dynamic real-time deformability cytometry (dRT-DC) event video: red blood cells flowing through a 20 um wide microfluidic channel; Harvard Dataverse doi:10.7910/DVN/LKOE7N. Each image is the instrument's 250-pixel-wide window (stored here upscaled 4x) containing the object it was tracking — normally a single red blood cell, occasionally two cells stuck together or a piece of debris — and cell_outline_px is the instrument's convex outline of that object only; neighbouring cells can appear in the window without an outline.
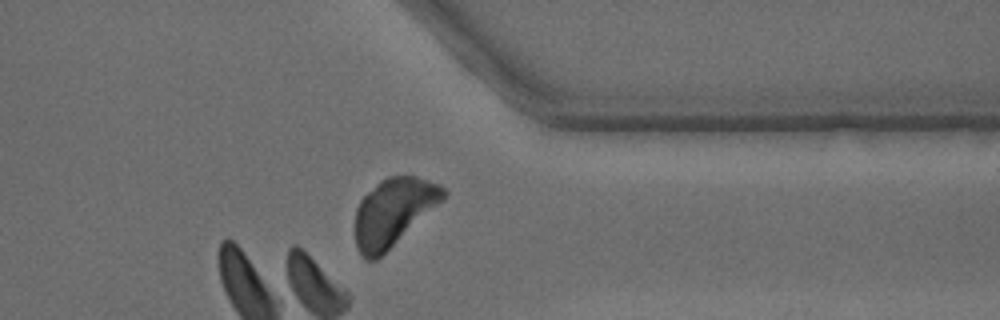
{"species": "common noctule bat (a hibernating species)", "species_latin": "Nyctalus noctula", "temperature_condition": "warm", "stored_images_in_passage": 37, "camera_frame_rate_fps": 3000, "um_per_image_px": 0.085, "animal": {"sex": "male", "body_mass_g": 15.6}, "frame": {"image": 1, "passage_image": 27, "time_ms": 8.667, "image_size_px": [1000, 320], "cell_outline_px": [[448, 192], [436, 204], [376, 260], [368, 260], [356, 248], [356, 208], [360, 200], [380, 180], [388, 176], [416, 176], [440, 184]], "centroid_in_image_um": [33.39, 17.99], "position_along_channel_um": 378.0, "area_um2": 33.47}}